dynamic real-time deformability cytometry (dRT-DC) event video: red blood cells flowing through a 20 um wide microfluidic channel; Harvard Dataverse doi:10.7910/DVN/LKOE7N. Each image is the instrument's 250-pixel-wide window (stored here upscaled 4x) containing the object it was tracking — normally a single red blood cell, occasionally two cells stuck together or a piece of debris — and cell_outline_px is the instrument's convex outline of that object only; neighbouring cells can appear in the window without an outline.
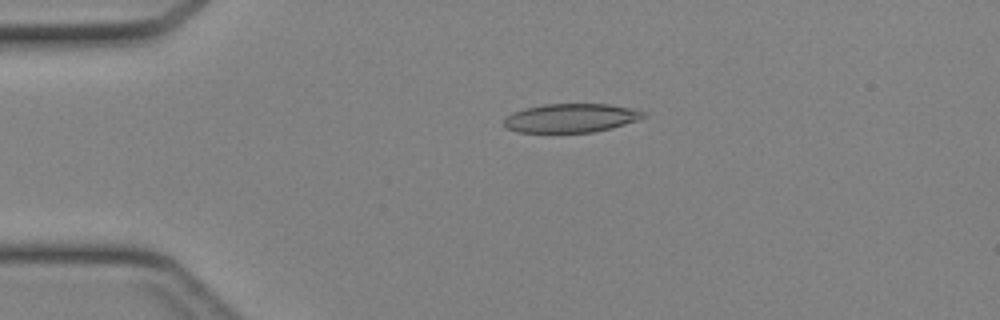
{"species": "Egyptian fruit bat (a non-hibernating species)", "species_latin": "Rousettus aegyptiacus", "temperature_condition": "cold", "stored_images_in_passage": 44, "camera_frame_rate_fps": 3000, "um_per_image_px": 0.085, "animal": {"sex": "female"}, "frame": {"image": 1, "passage_image": 10, "time_ms": 3.0, "image_size_px": [1000, 320], "cell_outline_px": [[648, 116], [612, 128], [592, 132], [516, 132], [508, 128], [504, 124], [504, 120], [512, 112], [524, 108], [544, 104], [608, 104], [636, 108], [644, 112]], "centroid_in_image_um": [48.56, 10.02], "position_along_channel_um": 36.4, "area_um2": 23.41}}
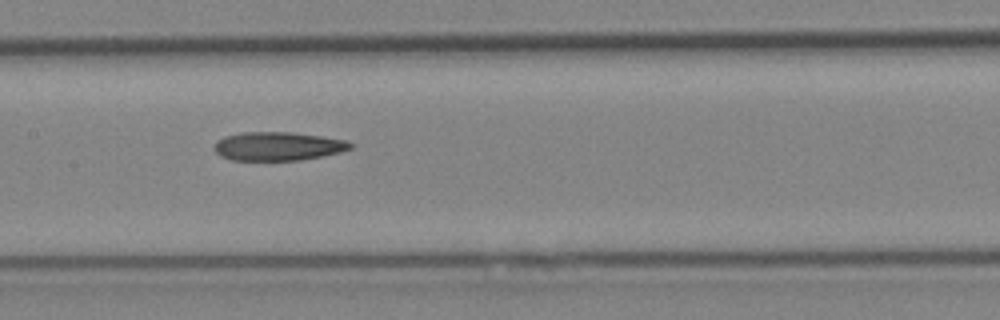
{"frame": {"image": 2, "passage_image": 22, "time_ms": 7.0, "image_size_px": [1000, 320], "cell_outline_px": [[352, 148], [340, 152], [300, 160], [232, 160], [220, 156], [212, 148], [216, 140], [224, 136], [240, 132], [292, 132], [348, 140], [352, 144]], "centroid_in_image_um": [23.58, 12.42], "position_along_channel_um": 183.8, "area_um2": 22.83}}
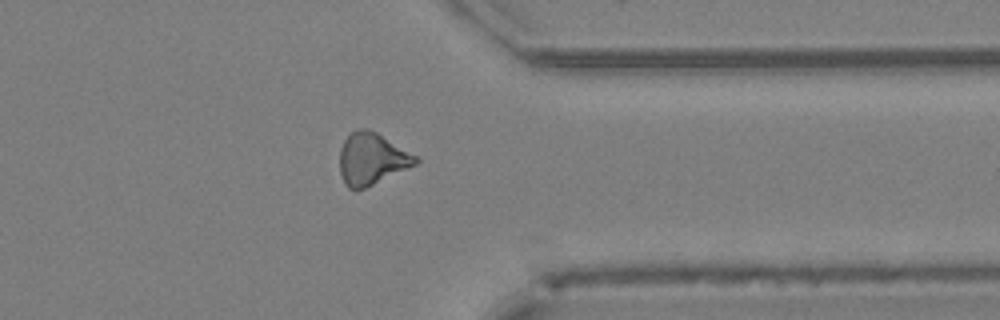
{"frame": {"image": 3, "passage_image": 35, "time_ms": 11.333, "image_size_px": [1000, 320], "cell_outline_px": [[420, 160], [416, 164], [364, 188], [348, 188], [344, 184], [340, 172], [340, 148], [344, 140], [356, 128], [368, 128], [376, 132], [416, 156]], "centroid_in_image_um": [31.56, 13.48], "position_along_channel_um": 379.8, "area_um2": 22.48}}